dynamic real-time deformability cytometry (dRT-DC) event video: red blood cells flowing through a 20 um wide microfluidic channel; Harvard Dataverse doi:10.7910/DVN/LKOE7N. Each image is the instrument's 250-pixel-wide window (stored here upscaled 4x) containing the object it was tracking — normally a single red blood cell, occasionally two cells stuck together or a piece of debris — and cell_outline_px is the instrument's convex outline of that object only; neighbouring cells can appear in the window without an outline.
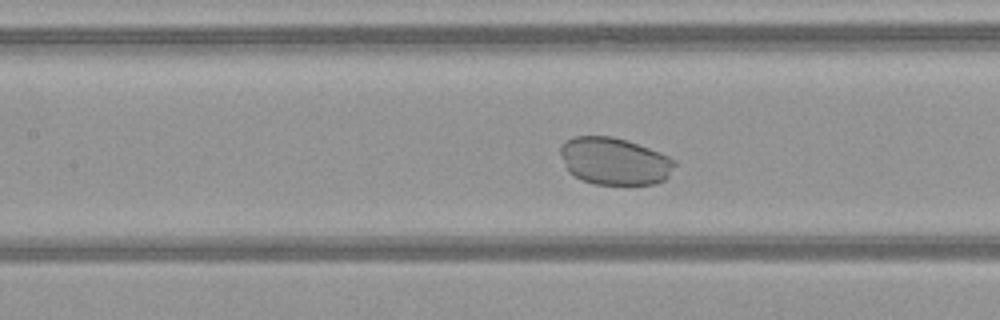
{"species": "common noctule bat (a hibernating species)", "species_latin": "Nyctalus noctula", "temperature_condition": "warm", "stored_images_in_passage": 49, "camera_frame_rate_fps": 3000, "um_per_image_px": 0.085, "animal": {"sex": "female", "body_mass_g": 21.9}, "frame": {"image": 1, "passage_image": 24, "time_ms": 7.667, "image_size_px": [1000, 320], "cell_outline_px": [[676, 164], [668, 176], [664, 180], [656, 184], [596, 184], [580, 180], [568, 172], [560, 156], [560, 144], [572, 136], [612, 136], [628, 140], [660, 152], [676, 160]], "centroid_in_image_um": [52.2, 13.69], "position_along_channel_um": 155.2, "area_um2": 31.85}}
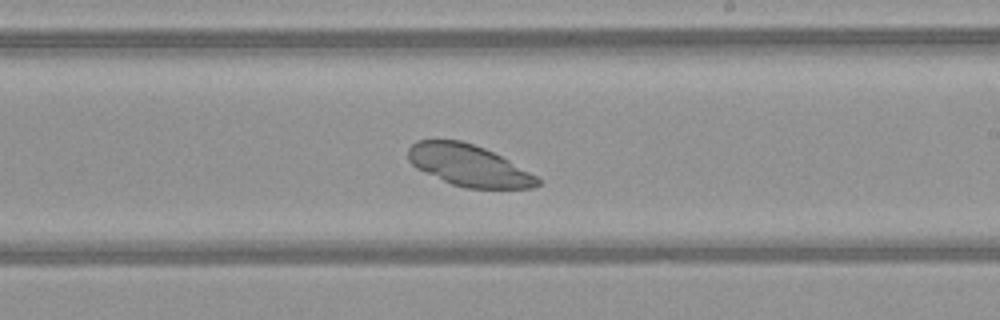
{"frame": {"image": 2, "passage_image": 31, "time_ms": 10.0, "image_size_px": [1000, 320], "cell_outline_px": [[540, 184], [532, 188], [464, 188], [452, 184], [416, 168], [408, 160], [408, 148], [416, 140], [460, 140], [484, 148], [508, 160], [536, 176], [540, 180]], "centroid_in_image_um": [39.81, 14.06], "position_along_channel_um": 249.2, "area_um2": 30.87}}
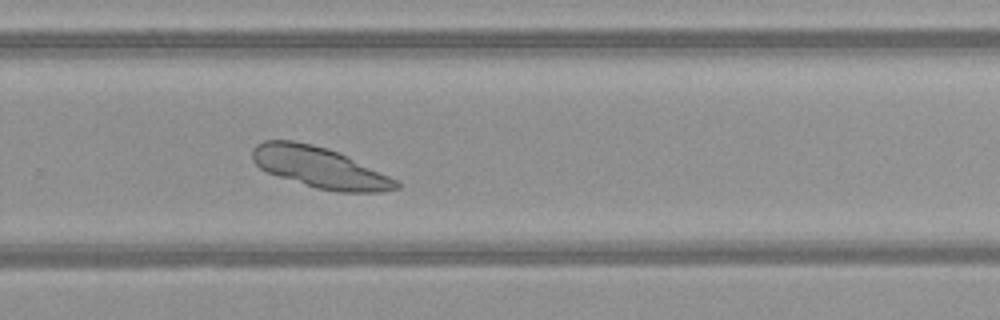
{"frame": {"image": 3, "passage_image": 35, "time_ms": 11.333, "image_size_px": [1000, 320], "cell_outline_px": [[400, 188], [380, 192], [340, 192], [316, 188], [268, 172], [260, 168], [252, 160], [252, 148], [256, 144], [264, 140], [292, 140], [312, 144], [328, 148], [388, 176], [396, 180], [400, 184]], "centroid_in_image_um": [27.13, 14.23], "position_along_channel_um": 302.7, "area_um2": 33.7}}